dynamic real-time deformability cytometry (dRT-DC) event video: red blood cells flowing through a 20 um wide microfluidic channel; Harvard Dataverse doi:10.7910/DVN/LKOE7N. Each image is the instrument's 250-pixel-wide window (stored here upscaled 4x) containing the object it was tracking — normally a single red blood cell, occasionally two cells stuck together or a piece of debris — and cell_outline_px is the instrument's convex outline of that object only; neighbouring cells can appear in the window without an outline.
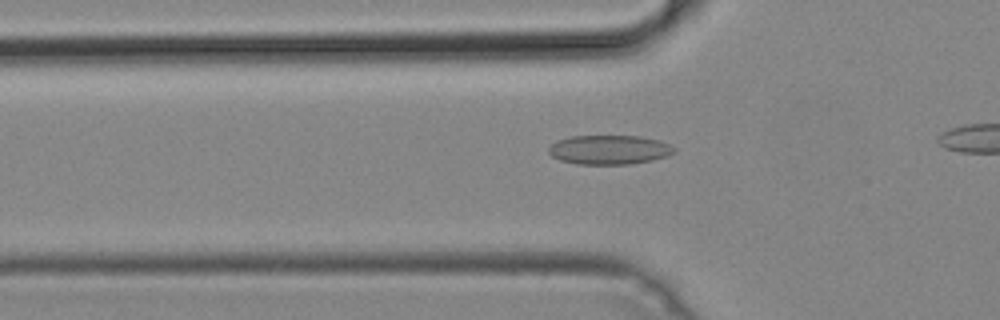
{"species": "common noctule bat (a hibernating species)", "species_latin": "Nyctalus noctula", "temperature_condition": "cold", "stored_images_in_passage": 36, "camera_frame_rate_fps": 3000, "um_per_image_px": 0.085, "animal": {"sex": "male", "body_mass_g": 19.2, "forearm_length_mm": 51.8}, "frame": {"image": 1, "passage_image": 12, "time_ms": 3.667, "image_size_px": [1000, 320], "cell_outline_px": [[676, 152], [668, 156], [652, 160], [628, 164], [576, 164], [560, 160], [552, 156], [548, 152], [548, 148], [556, 140], [572, 136], [640, 136], [660, 140], [676, 148]], "centroid_in_image_um": [51.8, 12.72], "position_along_channel_um": 74.0, "area_um2": 21.5}}
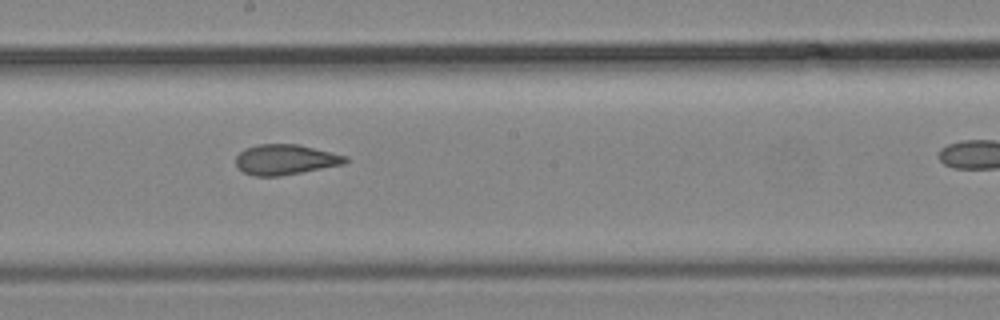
{"frame": {"image": 2, "passage_image": 23, "time_ms": 7.333, "image_size_px": [1000, 320], "cell_outline_px": [[348, 160], [344, 164], [280, 176], [252, 176], [244, 172], [236, 164], [236, 156], [244, 148], [256, 144], [300, 144], [348, 156]], "centroid_in_image_um": [24.26, 13.55], "position_along_channel_um": 223.9, "area_um2": 19.42}}
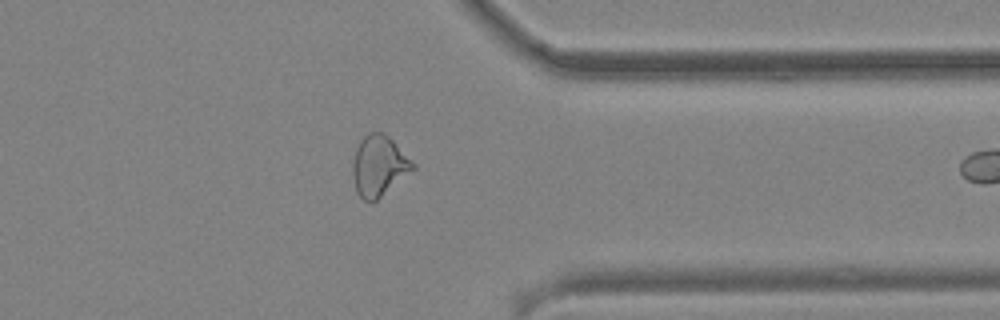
{"frame": {"image": 3, "passage_image": 35, "time_ms": 11.333, "image_size_px": [1000, 320], "cell_outline_px": [[416, 168], [376, 200], [364, 200], [356, 192], [352, 176], [352, 164], [356, 148], [360, 140], [368, 132], [384, 132], [416, 164]], "centroid_in_image_um": [32.2, 14.08], "position_along_channel_um": 379.2, "area_um2": 21.15}}